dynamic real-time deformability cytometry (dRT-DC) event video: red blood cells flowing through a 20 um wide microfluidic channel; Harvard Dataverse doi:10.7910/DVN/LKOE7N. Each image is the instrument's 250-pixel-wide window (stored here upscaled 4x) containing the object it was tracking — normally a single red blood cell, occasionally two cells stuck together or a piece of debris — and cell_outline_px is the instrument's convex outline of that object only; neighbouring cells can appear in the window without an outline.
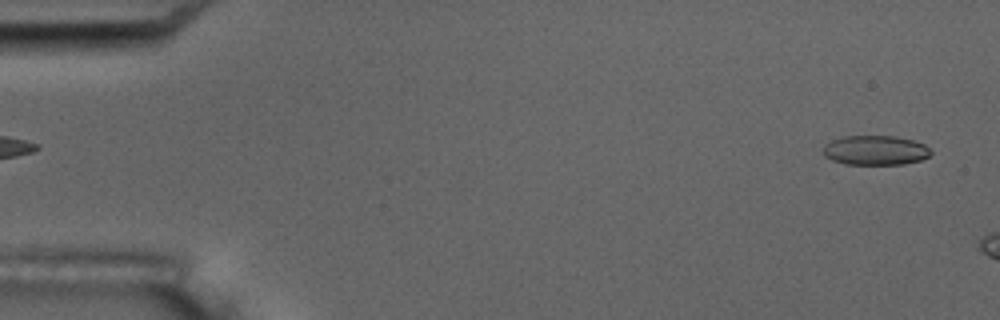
{"species": "common noctule bat (a hibernating species)", "species_latin": "Nyctalus noctula", "temperature_condition": "room temperature", "stored_images_in_passage": 6, "camera_frame_rate_fps": 3000, "um_per_image_px": 0.085, "animal": {"sex": "male", "body_mass_g": 17.5, "forearm_length_mm": 52.3}, "frame": {"image": 1, "passage_image": 6, "time_ms": 6.333, "image_size_px": [1000, 320], "cell_outline_px": [[932, 152], [928, 156], [920, 160], [904, 164], [844, 164], [832, 160], [824, 156], [824, 144], [832, 140], [844, 136], [896, 136], [912, 140], [924, 144]], "centroid_in_image_um": [74.39, 12.77], "position_along_channel_um": 10.6, "area_um2": 18.5}}